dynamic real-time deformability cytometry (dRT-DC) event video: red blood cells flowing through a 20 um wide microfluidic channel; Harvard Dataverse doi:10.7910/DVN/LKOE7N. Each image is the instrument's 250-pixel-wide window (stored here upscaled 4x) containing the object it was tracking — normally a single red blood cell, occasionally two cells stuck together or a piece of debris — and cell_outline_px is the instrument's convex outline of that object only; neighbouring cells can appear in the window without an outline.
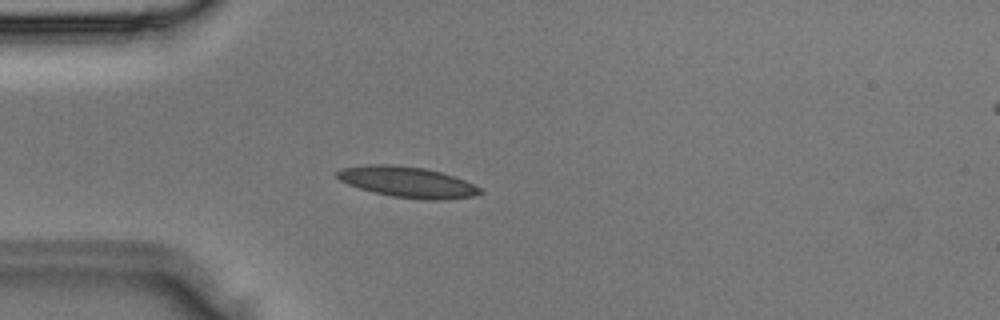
{"species": "Egyptian fruit bat (a non-hibernating species)", "species_latin": "Rousettus aegyptiacus", "temperature_condition": "room temperature", "stored_images_in_passage": 3, "camera_frame_rate_fps": 3000, "um_per_image_px": 0.085, "animal": {"sex": "male"}, "frame": {"image": 1, "passage_image": 3, "time_ms": 0.667, "image_size_px": [1000, 320], "cell_outline_px": [[484, 192], [472, 196], [444, 200], [424, 200], [392, 196], [360, 188], [348, 184], [340, 180], [336, 176], [336, 172], [340, 168], [364, 164], [392, 164], [424, 168], [440, 172], [464, 180], [480, 188]], "centroid_in_image_um": [34.6, 15.46], "position_along_channel_um": 50.4, "area_um2": 25.55}}